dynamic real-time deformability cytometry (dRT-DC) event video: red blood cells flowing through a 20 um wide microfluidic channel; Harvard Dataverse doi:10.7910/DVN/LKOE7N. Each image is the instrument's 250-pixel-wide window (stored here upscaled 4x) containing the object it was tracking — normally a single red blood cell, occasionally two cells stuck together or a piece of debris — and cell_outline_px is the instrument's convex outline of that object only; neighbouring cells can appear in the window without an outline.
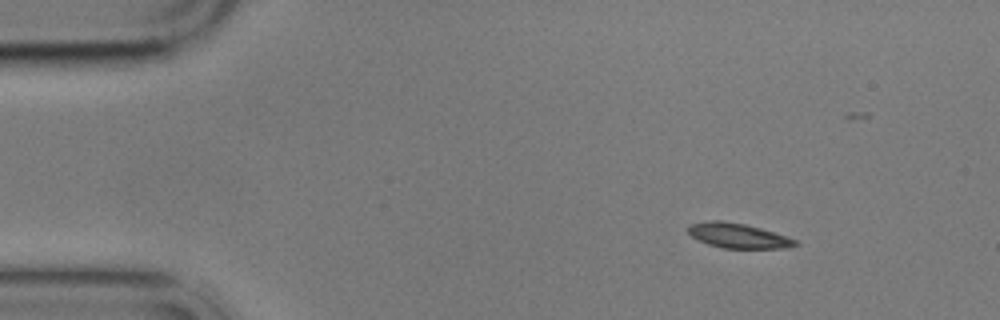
{"species": "common noctule bat (a hibernating species)", "species_latin": "Nyctalus noctula", "temperature_condition": "cold", "stored_images_in_passage": 4, "camera_frame_rate_fps": 3000, "um_per_image_px": 0.085, "animal": {"sex": "male", "body_mass_g": 17.9}, "frame": {"image": 1, "passage_image": 1, "time_ms": 0.0, "image_size_px": [1000, 320], "cell_outline_px": [[800, 244], [788, 248], [724, 248], [708, 244], [692, 236], [688, 232], [688, 224], [712, 220], [720, 220], [744, 224], [760, 228], [788, 236], [796, 240]], "centroid_in_image_um": [62.77, 20.03], "position_along_channel_um": 22.2, "area_um2": 15.43}}
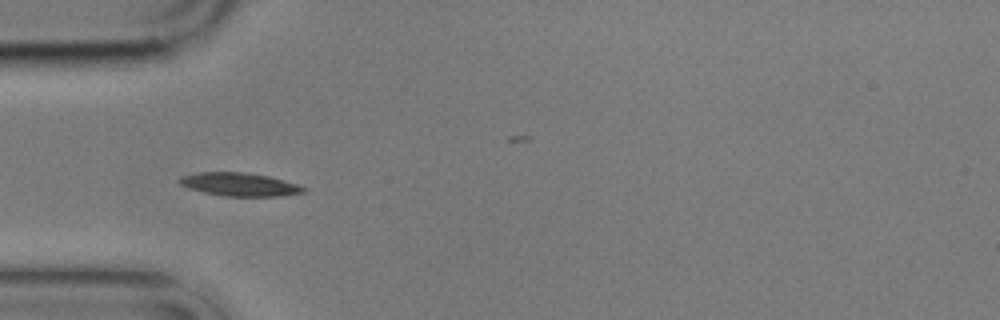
{"frame": {"image": 2, "passage_image": 3, "time_ms": 3.333, "image_size_px": [1000, 320], "cell_outline_px": [[308, 188], [304, 192], [284, 196], [224, 196], [204, 192], [188, 188], [180, 184], [176, 180], [180, 176], [196, 172], [244, 172], [268, 176], [284, 180]], "centroid_in_image_um": [20.33, 15.67], "position_along_channel_um": 64.7, "area_um2": 16.94}}
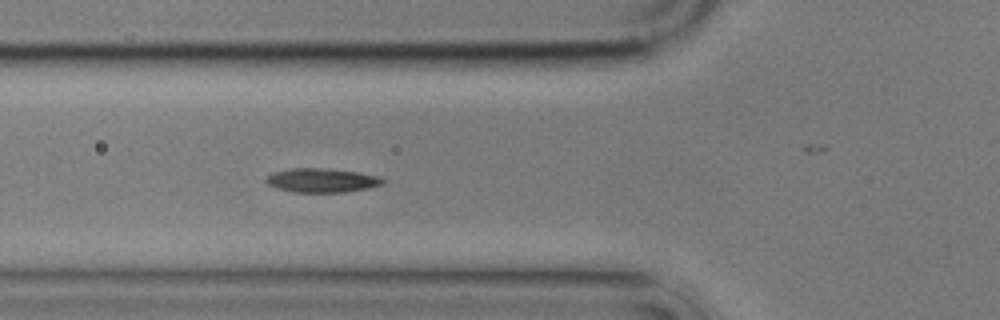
{"frame": {"image": 3, "passage_image": 4, "time_ms": 4.333, "image_size_px": [1000, 320], "cell_outline_px": [[388, 180], [380, 184], [368, 188], [344, 192], [296, 192], [276, 188], [268, 184], [264, 180], [272, 172], [292, 168], [320, 168], [356, 172], [380, 176]], "centroid_in_image_um": [27.35, 15.33], "position_along_channel_um": 98.5, "area_um2": 16.24}}